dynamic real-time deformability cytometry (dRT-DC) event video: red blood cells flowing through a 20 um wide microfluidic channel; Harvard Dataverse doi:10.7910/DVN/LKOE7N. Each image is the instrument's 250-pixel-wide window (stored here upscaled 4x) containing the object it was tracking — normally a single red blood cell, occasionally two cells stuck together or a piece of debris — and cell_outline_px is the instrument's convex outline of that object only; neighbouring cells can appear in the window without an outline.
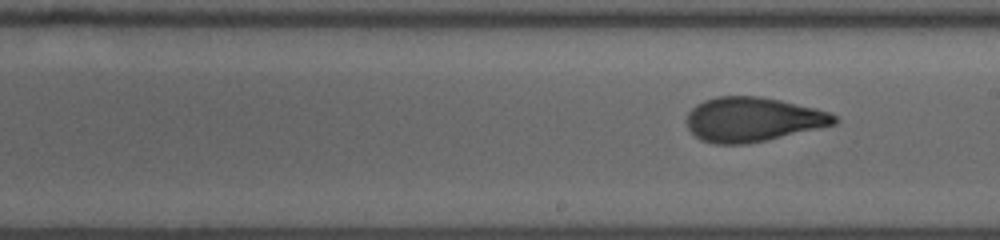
{"species": "human", "species_latin": "Homo sapiens", "temperature_condition": "room temperature", "stored_images_in_passage": 12, "segment_of_instrument_passage": [2, 2], "camera_frame_rate_fps": 3000, "um_per_image_px": 0.085, "donor": {"sex": "male"}, "frame": {"image": 1, "passage_image": 12, "time_ms": 11.333, "image_size_px": [1000, 240], "cell_outline_px": [[840, 120], [836, 124], [820, 128], [748, 144], [716, 144], [700, 140], [688, 128], [688, 112], [696, 104], [704, 100], [716, 96], [760, 96], [780, 100], [816, 108], [832, 112]], "centroid_in_image_um": [64.02, 10.15], "position_along_channel_um": 225.0, "area_um2": 38.38}}